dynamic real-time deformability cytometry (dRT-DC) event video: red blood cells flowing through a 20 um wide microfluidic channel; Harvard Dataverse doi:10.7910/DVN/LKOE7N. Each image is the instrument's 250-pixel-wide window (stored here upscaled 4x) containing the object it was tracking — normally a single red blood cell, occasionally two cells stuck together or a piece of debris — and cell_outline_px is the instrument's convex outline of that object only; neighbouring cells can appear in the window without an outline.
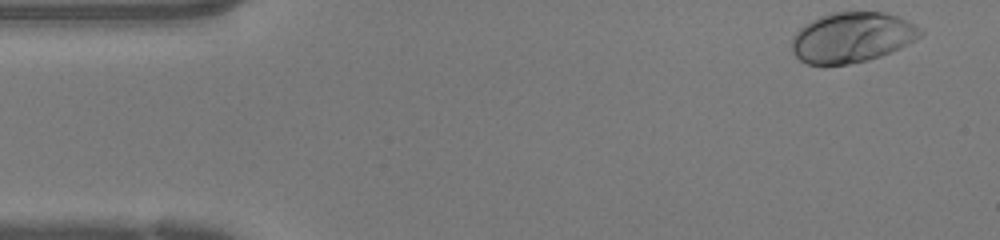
{"species": "human", "species_latin": "Homo sapiens", "temperature_condition": "warm", "stored_images_in_passage": 45, "camera_frame_rate_fps": 3000, "um_per_image_px": 0.085, "donor": {"sex": "female"}, "frame": {"image": 1, "passage_image": 1, "time_ms": 0.0, "image_size_px": [1000, 240], "cell_outline_px": [[924, 32], [920, 36], [908, 44], [900, 48], [880, 56], [868, 60], [848, 64], [808, 64], [800, 60], [792, 52], [792, 36], [804, 24], [820, 16], [832, 12], [884, 12], [896, 16], [916, 24]], "centroid_in_image_um": [72.41, 3.17], "position_along_channel_um": 12.6, "area_um2": 37.57}}
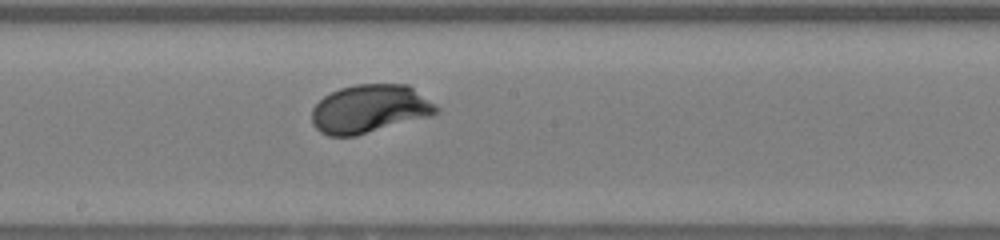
{"frame": {"image": 2, "passage_image": 23, "time_ms": 7.333, "image_size_px": [1000, 240], "cell_outline_px": [[440, 112], [432, 116], [356, 136], [328, 136], [320, 132], [312, 124], [312, 108], [324, 96], [340, 88], [356, 84], [408, 84], [436, 104], [440, 108]], "centroid_in_image_um": [31.45, 9.26], "position_along_channel_um": 216.7, "area_um2": 35.37}}
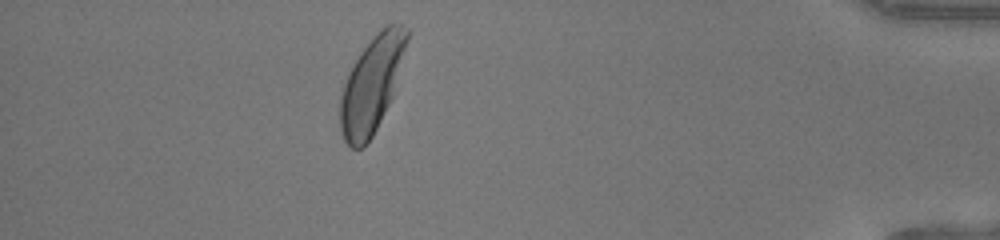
{"frame": {"image": 3, "passage_image": 40, "time_ms": 13.0, "image_size_px": [1000, 240], "cell_outline_px": [[408, 36], [392, 96], [372, 136], [360, 148], [352, 148], [344, 140], [340, 132], [340, 96], [348, 72], [352, 64], [360, 52], [388, 24], [404, 24], [408, 28]], "centroid_in_image_um": [31.56, 7.2], "position_along_channel_um": 403.6, "area_um2": 36.13}, "authors_computed_cell_mechanics": {"area_um2": 35.1424, "velocity_mm_per_s": 4.2415, "shape_relaxation_time_tau1_ms": 2.0699, "shape_relaxation_time_tau2_ms": null, "deformation_change_tau1": 0.1497, "deformation_change_tau2": null}}